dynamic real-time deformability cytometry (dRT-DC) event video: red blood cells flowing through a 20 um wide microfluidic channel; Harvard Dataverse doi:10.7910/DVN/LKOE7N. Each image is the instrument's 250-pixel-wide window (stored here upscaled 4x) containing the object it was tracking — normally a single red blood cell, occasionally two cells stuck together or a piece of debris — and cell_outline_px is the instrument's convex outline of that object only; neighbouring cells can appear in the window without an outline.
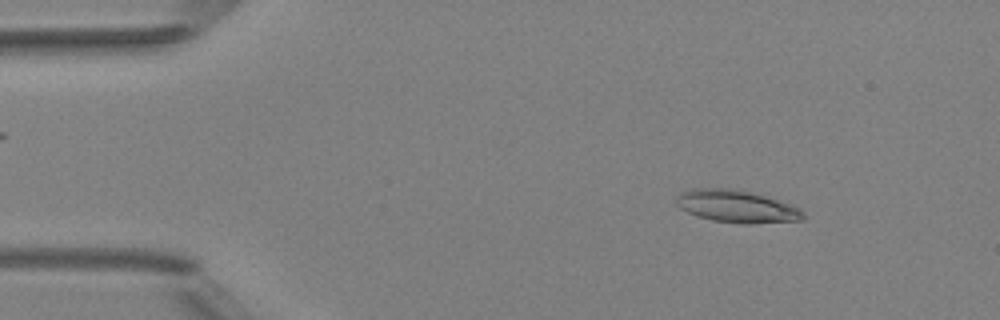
{"species": "Egyptian fruit bat (a non-hibernating species)", "species_latin": "Rousettus aegyptiacus", "temperature_condition": "room temperature", "stored_images_in_passage": 44, "camera_frame_rate_fps": 3000, "um_per_image_px": 0.085, "animal": {"sex": "female"}, "frame": {"image": 1, "passage_image": 2, "time_ms": 0.333, "image_size_px": [1000, 320], "cell_outline_px": [[808, 216], [804, 220], [748, 224], [744, 224], [712, 220], [688, 212], [680, 208], [676, 204], [676, 200], [680, 192], [692, 188], [732, 188], [752, 192], [800, 208]], "centroid_in_image_um": [62.64, 17.54], "position_along_channel_um": 22.4, "area_um2": 23.93}}
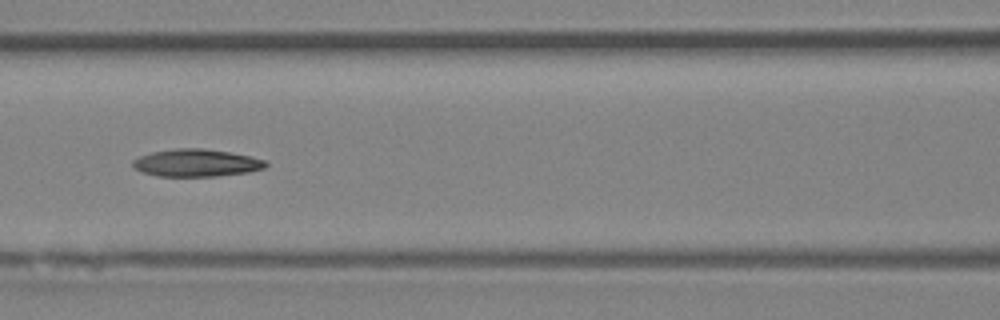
{"frame": {"image": 2, "passage_image": 17, "time_ms": 5.333, "image_size_px": [1000, 320], "cell_outline_px": [[268, 164], [264, 168], [248, 172], [216, 176], [156, 176], [132, 168], [132, 160], [140, 156], [152, 152], [176, 148], [204, 148], [228, 152], [248, 156], [264, 160]], "centroid_in_image_um": [16.65, 13.84], "position_along_channel_um": 150.0, "area_um2": 21.15}}
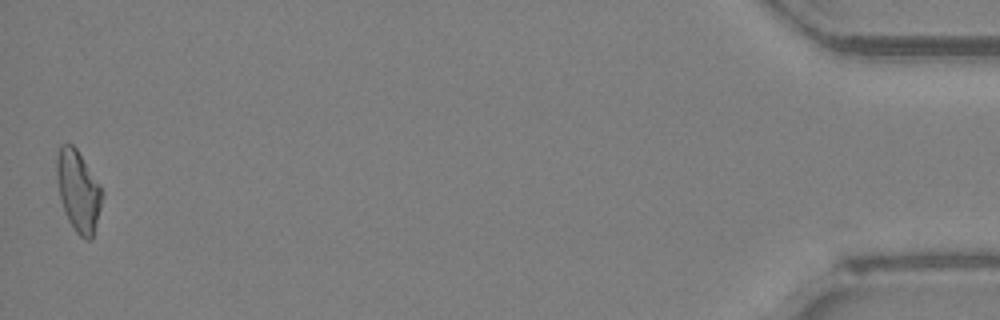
{"frame": {"image": 3, "passage_image": 44, "time_ms": 14.333, "image_size_px": [1000, 320], "cell_outline_px": [[104, 192], [92, 240], [84, 240], [76, 232], [68, 220], [64, 212], [56, 180], [56, 160], [60, 144], [72, 144], [76, 148], [100, 184]], "centroid_in_image_um": [6.65, 16.24], "position_along_channel_um": 428.5, "area_um2": 21.56}, "authors_computed_cell_mechanics": {"area_um2": 21.2126, "velocity_mm_per_s": 4.1723, "shape_relaxation_time_tau1_ms": null, "shape_relaxation_time_tau2_ms": 10.4128, "deformation_change_tau1": null, "deformation_change_tau2": 0.2102}}